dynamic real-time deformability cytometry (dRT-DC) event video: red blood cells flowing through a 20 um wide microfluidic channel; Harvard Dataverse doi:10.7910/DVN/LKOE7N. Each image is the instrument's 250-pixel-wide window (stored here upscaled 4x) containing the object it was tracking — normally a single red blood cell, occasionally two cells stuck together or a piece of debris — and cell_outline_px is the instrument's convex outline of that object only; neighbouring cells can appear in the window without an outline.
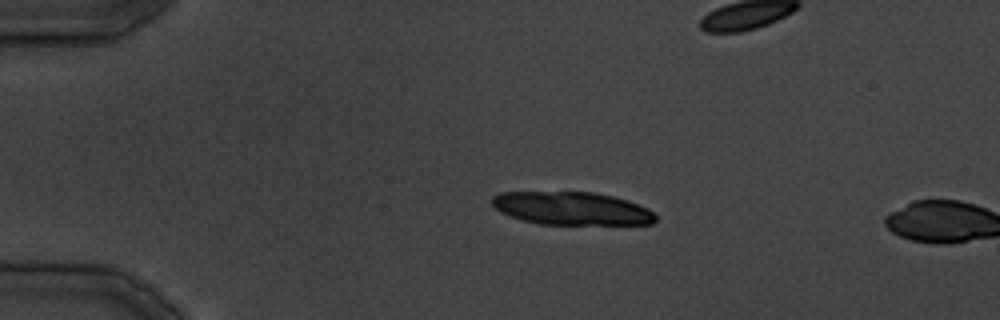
{"species": "common noctule bat (a hibernating species)", "species_latin": "Nyctalus noctula", "temperature_condition": "cold", "stored_images_in_passage": 9, "camera_frame_rate_fps": 3000, "um_per_image_px": 0.085, "animal": {"sex": "male", "body_mass_g": 19.5, "forearm_length_mm": 54.6}, "frame": {"image": 1, "passage_image": 8, "time_ms": 8.667, "image_size_px": [1000, 320], "cell_outline_px": [[656, 220], [652, 224], [540, 224], [524, 220], [500, 212], [492, 204], [492, 196], [500, 192], [596, 192], [628, 200], [648, 208], [656, 216]], "centroid_in_image_um": [48.61, 17.71], "position_along_channel_um": 36.4, "area_um2": 31.39}}